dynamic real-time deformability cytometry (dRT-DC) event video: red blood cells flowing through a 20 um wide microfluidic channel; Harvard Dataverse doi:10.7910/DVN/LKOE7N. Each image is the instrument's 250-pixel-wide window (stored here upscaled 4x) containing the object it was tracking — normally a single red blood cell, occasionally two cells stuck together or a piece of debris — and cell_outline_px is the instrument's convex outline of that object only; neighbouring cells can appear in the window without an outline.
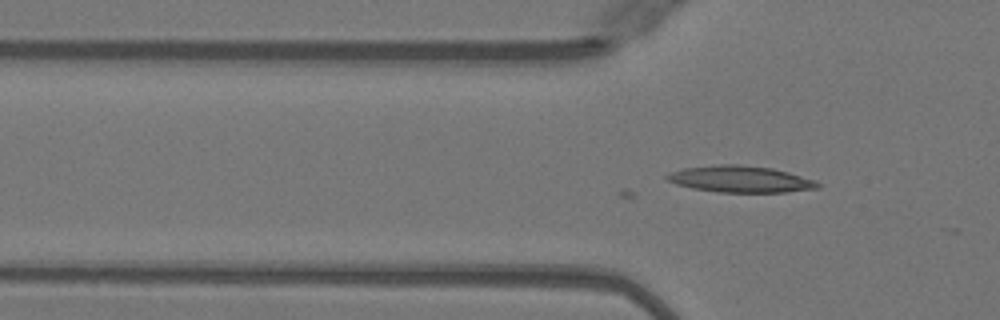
{"species": "Egyptian fruit bat (a non-hibernating species)", "species_latin": "Rousettus aegyptiacus", "temperature_condition": "warm", "stored_images_in_passage": 12, "camera_frame_rate_fps": 3000, "um_per_image_px": 0.085, "animal": {"sex": "female"}, "frame": {"image": 1, "passage_image": 12, "time_ms": 3.667, "image_size_px": [1000, 320], "cell_outline_px": [[820, 188], [784, 192], [720, 192], [692, 188], [676, 184], [668, 180], [664, 176], [672, 172], [684, 168], [720, 164], [740, 164], [772, 168], [788, 172], [816, 180], [820, 184]], "centroid_in_image_um": [62.96, 15.22], "position_along_channel_um": 62.8, "area_um2": 23.24}}